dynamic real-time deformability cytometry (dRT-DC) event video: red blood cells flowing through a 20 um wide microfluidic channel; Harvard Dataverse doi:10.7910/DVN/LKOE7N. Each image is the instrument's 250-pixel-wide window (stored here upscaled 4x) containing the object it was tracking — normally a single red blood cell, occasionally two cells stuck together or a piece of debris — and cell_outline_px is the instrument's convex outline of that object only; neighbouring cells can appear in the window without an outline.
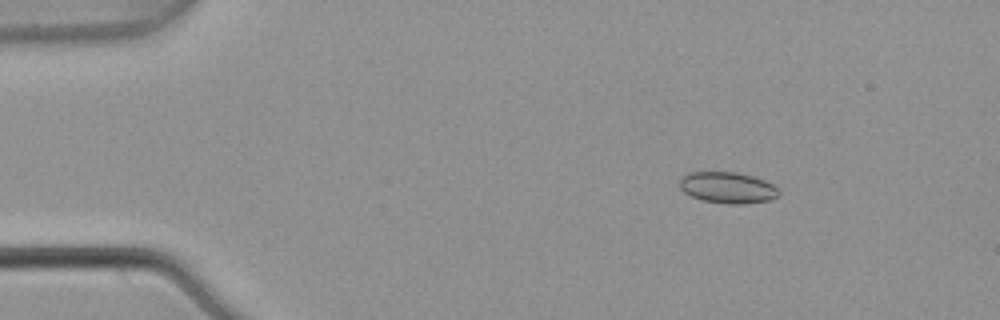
{"species": "common noctule bat (a hibernating species)", "species_latin": "Nyctalus noctula", "temperature_condition": "warm", "stored_images_in_passage": 5, "camera_frame_rate_fps": 3000, "um_per_image_px": 0.085, "animal": {"sex": "male", "body_mass_g": 21.5, "forearm_length_mm": 52.0}, "frame": {"image": 1, "passage_image": 3, "time_ms": 0.667, "image_size_px": [1000, 320], "cell_outline_px": [[780, 192], [776, 196], [768, 200], [744, 204], [728, 204], [704, 200], [692, 196], [684, 192], [680, 188], [680, 176], [688, 172], [736, 172], [752, 176], [764, 180], [772, 184]], "centroid_in_image_um": [61.81, 15.94], "position_along_channel_um": 23.2, "area_um2": 17.92}}
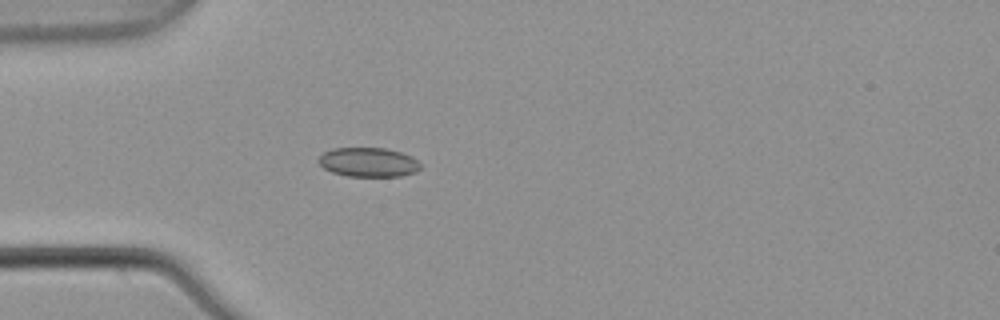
{"frame": {"image": 2, "passage_image": 5, "time_ms": 1.333, "image_size_px": [1000, 320], "cell_outline_px": [[420, 168], [416, 172], [400, 176], [348, 176], [332, 172], [324, 168], [316, 160], [324, 152], [332, 148], [384, 148], [400, 152], [412, 156], [420, 164]], "centroid_in_image_um": [31.3, 13.78], "position_along_channel_um": 53.7, "area_um2": 17.34}}